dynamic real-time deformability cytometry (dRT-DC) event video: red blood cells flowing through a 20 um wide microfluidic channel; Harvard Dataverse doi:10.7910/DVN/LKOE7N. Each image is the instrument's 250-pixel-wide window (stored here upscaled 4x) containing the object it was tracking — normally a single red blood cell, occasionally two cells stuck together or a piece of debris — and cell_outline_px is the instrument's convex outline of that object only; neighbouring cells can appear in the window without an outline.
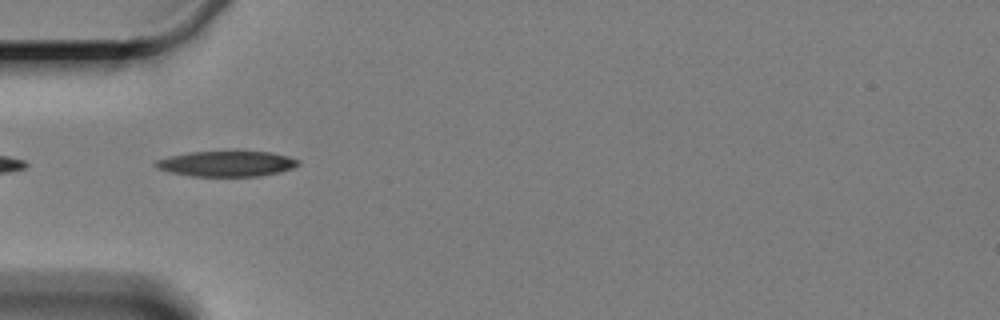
{"species": "Egyptian fruit bat (a non-hibernating species)", "species_latin": "Rousettus aegyptiacus", "temperature_condition": "cold", "stored_images_in_passage": 12, "camera_frame_rate_fps": 3000, "um_per_image_px": 0.085, "animal": {"sex": "female"}, "frame": {"image": 1, "passage_image": 5, "time_ms": 5.667, "image_size_px": [1000, 320], "cell_outline_px": [[300, 164], [292, 168], [280, 172], [260, 176], [192, 176], [168, 172], [156, 168], [152, 164], [156, 160], [168, 156], [188, 152], [272, 152], [288, 156], [300, 160]], "centroid_in_image_um": [19.24, 13.92], "position_along_channel_um": 65.8, "area_um2": 21.27}}
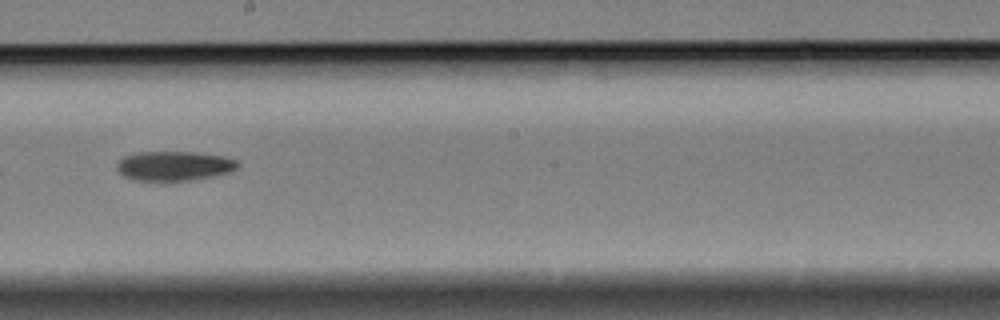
{"frame": {"image": 2, "passage_image": 9, "time_ms": 10.667, "image_size_px": [1000, 320], "cell_outline_px": [[240, 164], [236, 168], [228, 172], [188, 180], [136, 180], [124, 176], [116, 168], [116, 164], [124, 156], [140, 152], [196, 152], [220, 156], [236, 160]], "centroid_in_image_um": [14.76, 14.09], "position_along_channel_um": 233.4, "area_um2": 20.29}}
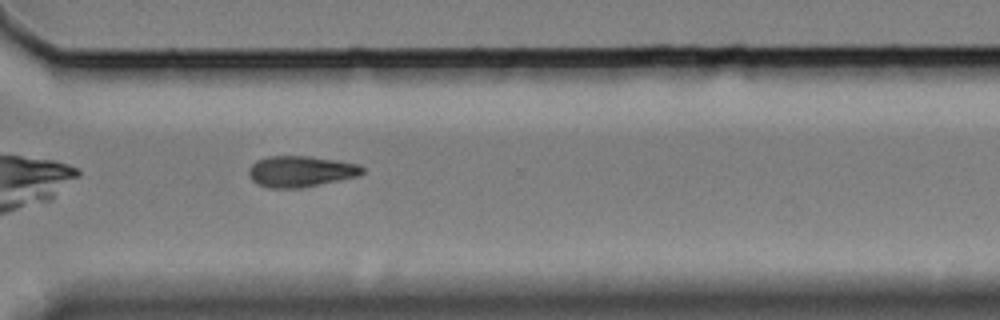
{"frame": {"image": 3, "passage_image": 12, "time_ms": 14.0, "image_size_px": [1000, 320], "cell_outline_px": [[364, 172], [360, 176], [304, 188], [268, 188], [256, 184], [248, 176], [248, 168], [256, 160], [268, 156], [308, 156], [336, 160], [360, 164], [364, 168]], "centroid_in_image_um": [25.56, 14.58], "position_along_channel_um": 345.0, "area_um2": 20.98}}